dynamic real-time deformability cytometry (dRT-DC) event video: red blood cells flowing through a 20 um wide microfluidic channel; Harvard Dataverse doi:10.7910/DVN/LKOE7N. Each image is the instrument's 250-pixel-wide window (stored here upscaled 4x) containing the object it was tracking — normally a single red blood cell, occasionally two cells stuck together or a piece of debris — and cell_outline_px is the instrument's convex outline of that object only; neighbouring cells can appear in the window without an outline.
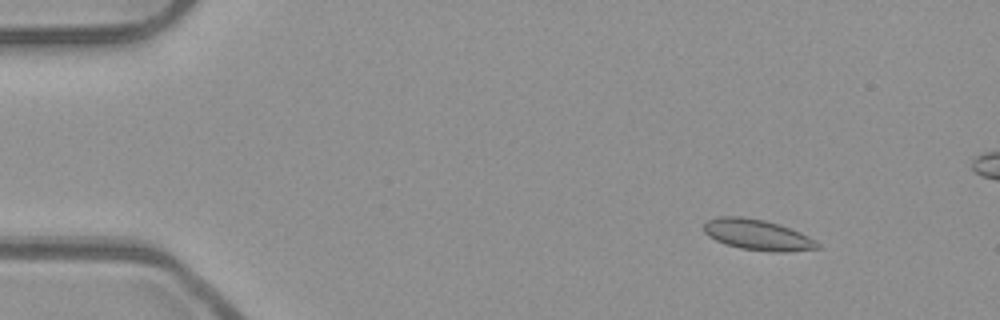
{"species": "common noctule bat (a hibernating species)", "species_latin": "Nyctalus noctula", "temperature_condition": "room temperature", "stored_images_in_passage": 49, "segment_of_instrument_passage": [1, 2], "camera_frame_rate_fps": 3000, "um_per_image_px": 0.085, "animal": {"sex": "male", "body_mass_g": 23.1, "forearm_length_mm": 52.7}, "frame": {"image": 1, "passage_image": 2, "time_ms": 0.333, "image_size_px": [1000, 320], "cell_outline_px": [[820, 248], [784, 252], [772, 252], [740, 248], [724, 244], [708, 236], [704, 232], [704, 224], [708, 220], [720, 216], [740, 216], [764, 220], [780, 224], [800, 232], [816, 240], [820, 244]], "centroid_in_image_um": [64.39, 19.96], "position_along_channel_um": 20.6, "area_um2": 20.4}}
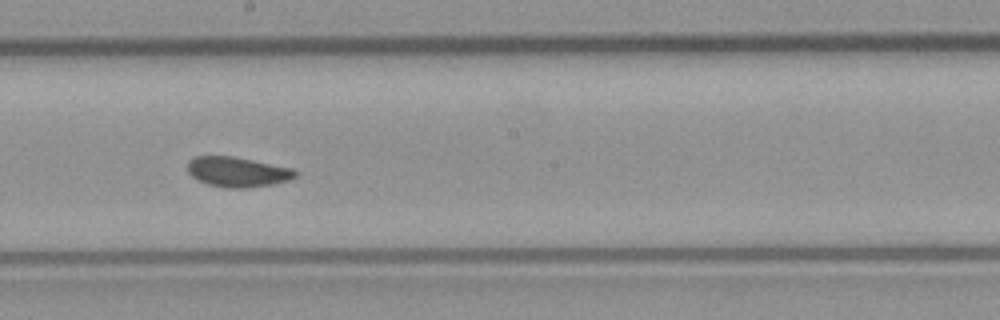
{"frame": {"image": 2, "passage_image": 25, "time_ms": 8.0, "image_size_px": [1000, 320], "cell_outline_px": [[296, 176], [288, 180], [272, 184], [248, 188], [224, 188], [208, 184], [192, 176], [188, 172], [188, 160], [196, 156], [232, 156], [292, 168], [296, 172]], "centroid_in_image_um": [20.16, 14.61], "position_along_channel_um": 228.0, "area_um2": 18.67}}
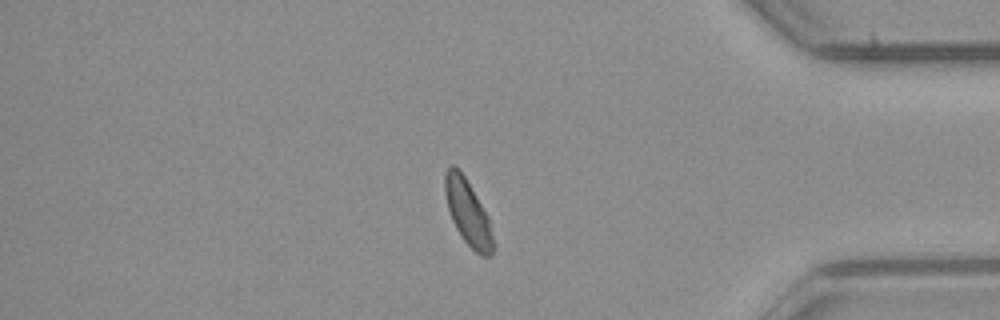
{"frame": {"image": 3, "passage_image": 40, "time_ms": 13.0, "image_size_px": [1000, 320], "cell_outline_px": [[496, 244], [492, 252], [488, 256], [480, 256], [464, 240], [456, 228], [452, 220], [448, 208], [444, 192], [444, 172], [452, 164], [460, 168], [488, 216]], "centroid_in_image_um": [39.77, 18.05], "position_along_channel_um": 395.4, "area_um2": 18.5}}